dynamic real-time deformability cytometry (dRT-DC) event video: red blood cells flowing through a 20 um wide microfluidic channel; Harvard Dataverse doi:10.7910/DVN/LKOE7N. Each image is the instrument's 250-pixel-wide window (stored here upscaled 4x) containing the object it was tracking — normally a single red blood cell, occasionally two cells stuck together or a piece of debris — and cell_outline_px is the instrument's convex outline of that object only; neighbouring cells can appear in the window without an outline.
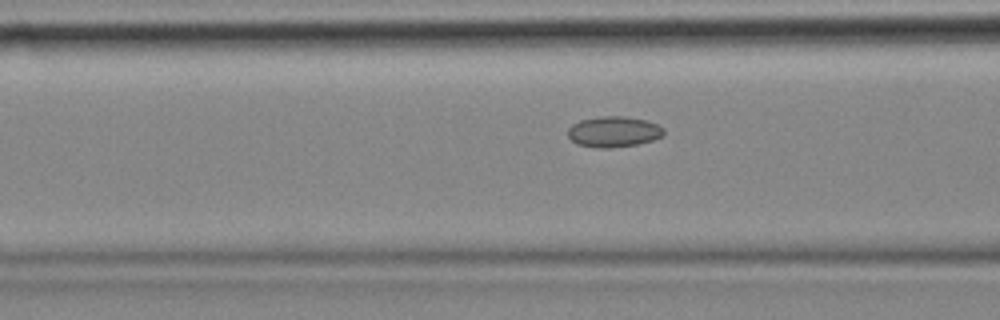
{"species": "common noctule bat (a hibernating species)", "species_latin": "Nyctalus noctula", "temperature_condition": "cold", "stored_images_in_passage": 42, "camera_frame_rate_fps": 3000, "um_per_image_px": 0.085, "animal": {"sex": "female", "body_mass_g": 18.4}, "frame": {"image": 1, "passage_image": 17, "time_ms": 5.333, "image_size_px": [1000, 320], "cell_outline_px": [[664, 132], [660, 136], [652, 140], [636, 144], [608, 148], [600, 148], [580, 144], [572, 140], [568, 136], [568, 128], [572, 124], [580, 120], [600, 116], [624, 116], [644, 120], [656, 124], [664, 128]], "centroid_in_image_um": [52.14, 11.18], "position_along_channel_um": 114.5, "area_um2": 16.88}}
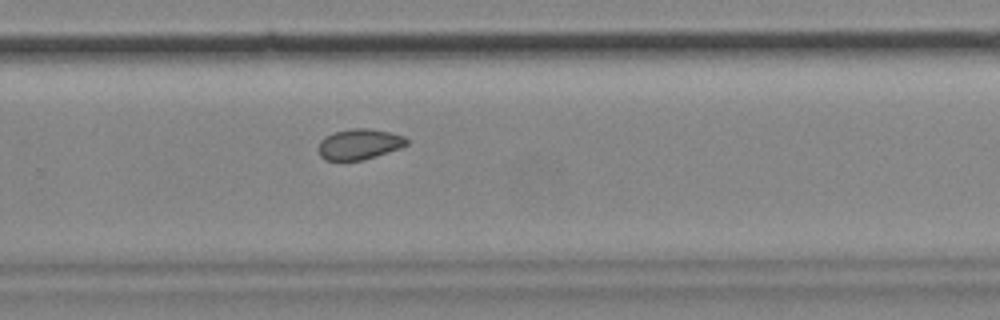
{"frame": {"image": 2, "passage_image": 33, "time_ms": 10.667, "image_size_px": [1000, 320], "cell_outline_px": [[408, 144], [400, 148], [364, 160], [324, 160], [320, 156], [316, 148], [320, 140], [324, 136], [332, 132], [352, 128], [368, 128], [388, 132], [404, 136], [408, 140]], "centroid_in_image_um": [30.48, 12.25], "position_along_channel_um": 299.3, "area_um2": 15.95}}
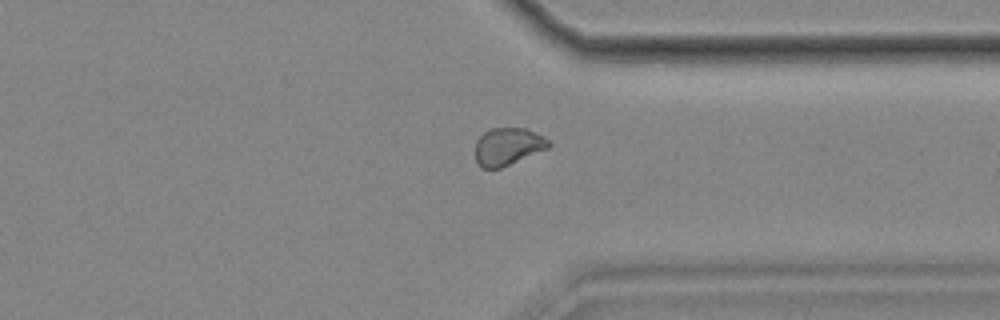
{"frame": {"image": 3, "passage_image": 39, "time_ms": 12.667, "image_size_px": [1000, 320], "cell_outline_px": [[552, 144], [548, 148], [500, 168], [480, 168], [476, 160], [476, 140], [484, 132], [492, 128], [524, 128], [544, 136]], "centroid_in_image_um": [43.16, 12.45], "position_along_channel_um": 368.2, "area_um2": 15.9}}